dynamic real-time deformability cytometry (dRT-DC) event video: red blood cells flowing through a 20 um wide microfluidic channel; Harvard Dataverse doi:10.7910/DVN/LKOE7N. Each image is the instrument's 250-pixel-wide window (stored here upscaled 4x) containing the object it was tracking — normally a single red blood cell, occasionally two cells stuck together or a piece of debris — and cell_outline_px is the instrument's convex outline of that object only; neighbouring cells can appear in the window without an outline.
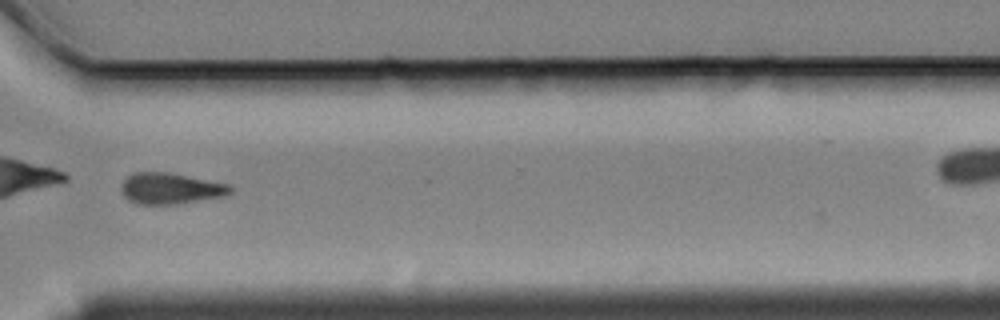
{"species": "Egyptian fruit bat (a non-hibernating species)", "species_latin": "Rousettus aegyptiacus", "temperature_condition": "cold", "stored_images_in_passage": 49, "camera_frame_rate_fps": 3000, "um_per_image_px": 0.085, "animal": {"sex": "female"}, "frame": {"image": 1, "passage_image": 42, "time_ms": 13.667, "image_size_px": [1000, 320], "cell_outline_px": [[232, 192], [224, 196], [176, 204], [136, 204], [128, 200], [124, 196], [120, 188], [120, 184], [132, 172], [168, 172], [228, 184], [232, 188]], "centroid_in_image_um": [14.44, 16.02], "position_along_channel_um": 356.2, "area_um2": 19.77}, "authors_computed_cell_mechanics": {"area_um2": 20.8658, "velocity_mm_per_s": 3.4094, "shape_relaxation_time_tau1_ms": 4.0726, "shape_relaxation_time_tau2_ms": null, "deformation_change_tau1": 0.1266, "deformation_change_tau2": null}}